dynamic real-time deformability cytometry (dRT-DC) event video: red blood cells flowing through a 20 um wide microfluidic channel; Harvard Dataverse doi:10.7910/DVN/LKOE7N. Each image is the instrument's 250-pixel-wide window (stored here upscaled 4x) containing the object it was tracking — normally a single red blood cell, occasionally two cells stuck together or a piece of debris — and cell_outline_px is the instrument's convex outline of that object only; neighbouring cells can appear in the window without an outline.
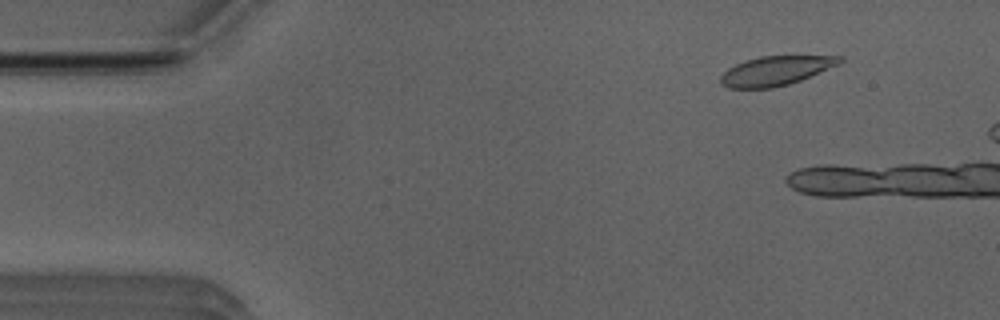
{"species": "Egyptian fruit bat (a non-hibernating species)", "species_latin": "Rousettus aegyptiacus", "temperature_condition": "room temperature", "stored_images_in_passage": 7, "camera_frame_rate_fps": 3000, "um_per_image_px": 0.085, "animal": {"sex": "male"}, "frame": {"image": 1, "passage_image": 2, "time_ms": 0.333, "image_size_px": [1000, 320], "cell_outline_px": [[844, 60], [840, 64], [800, 80], [788, 84], [772, 88], [728, 88], [720, 84], [720, 76], [728, 68], [744, 60], [760, 56], [844, 56]], "centroid_in_image_um": [65.92, 6.01], "position_along_channel_um": 19.1, "area_um2": 20.35}}